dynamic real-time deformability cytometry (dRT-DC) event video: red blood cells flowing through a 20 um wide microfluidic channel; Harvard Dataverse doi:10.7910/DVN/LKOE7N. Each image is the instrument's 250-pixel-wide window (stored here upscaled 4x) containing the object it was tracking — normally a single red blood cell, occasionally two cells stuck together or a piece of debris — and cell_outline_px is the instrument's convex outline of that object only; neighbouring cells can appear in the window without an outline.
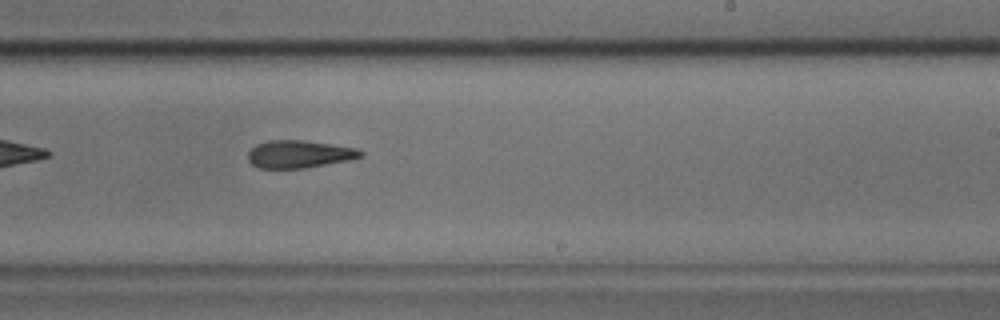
{"species": "common noctule bat (a hibernating species)", "species_latin": "Nyctalus noctula", "temperature_condition": "cold", "stored_images_in_passage": 35, "camera_frame_rate_fps": 3000, "um_per_image_px": 0.085, "animal": {"sex": "male", "body_mass_g": 17.9, "forearm_length_mm": 54.2}, "frame": {"image": 1, "passage_image": 16, "time_ms": 5.0, "image_size_px": [1000, 320], "cell_outline_px": [[364, 156], [348, 160], [304, 168], [260, 168], [252, 164], [248, 160], [248, 152], [256, 144], [268, 140], [304, 140], [332, 144], [356, 148], [364, 152]], "centroid_in_image_um": [25.43, 13.09], "position_along_channel_um": 263.6, "area_um2": 18.09}}